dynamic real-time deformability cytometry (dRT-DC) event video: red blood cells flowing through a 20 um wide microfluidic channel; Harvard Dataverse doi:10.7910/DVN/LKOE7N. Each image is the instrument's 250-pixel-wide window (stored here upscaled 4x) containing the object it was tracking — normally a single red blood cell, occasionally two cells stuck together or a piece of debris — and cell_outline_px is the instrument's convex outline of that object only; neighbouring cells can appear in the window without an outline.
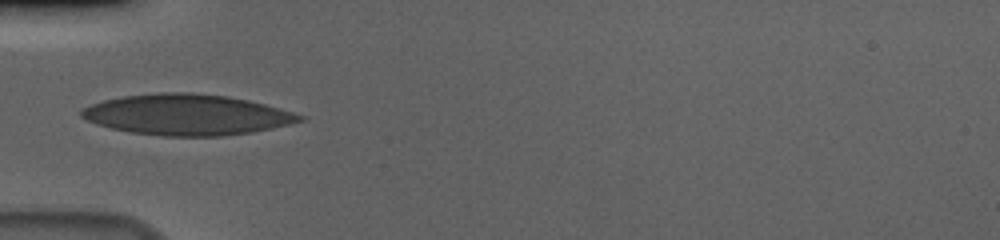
{"species": "human", "species_latin": "Homo sapiens", "temperature_condition": "cold", "stored_images_in_passage": 30, "camera_frame_rate_fps": 3000, "um_per_image_px": 0.085, "donor": {"sex": "male"}, "frame": {"image": 1, "passage_image": 1, "time_ms": 0.0, "image_size_px": [1000, 240], "cell_outline_px": [[304, 120], [272, 128], [252, 132], [224, 136], [160, 136], [132, 132], [112, 128], [96, 124], [80, 116], [80, 112], [84, 108], [92, 104], [104, 100], [124, 96], [160, 92], [192, 92], [228, 96], [248, 100], [264, 104], [292, 112], [304, 116]], "centroid_in_image_um": [15.88, 9.75], "position_along_channel_um": 69.1, "area_um2": 51.62}}
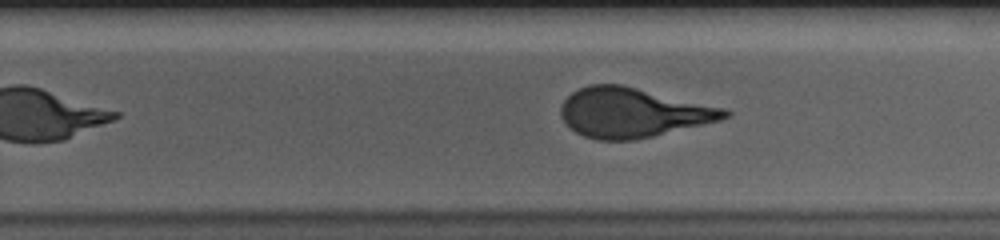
{"frame": {"image": 2, "passage_image": 18, "time_ms": 5.667, "image_size_px": [1000, 240], "cell_outline_px": [[732, 116], [720, 120], [652, 136], [632, 140], [600, 140], [584, 136], [576, 132], [560, 116], [560, 108], [564, 100], [572, 92], [588, 84], [620, 84], [724, 108], [732, 112]], "centroid_in_image_um": [53.77, 9.57], "position_along_channel_um": 276.0, "area_um2": 46.82}}
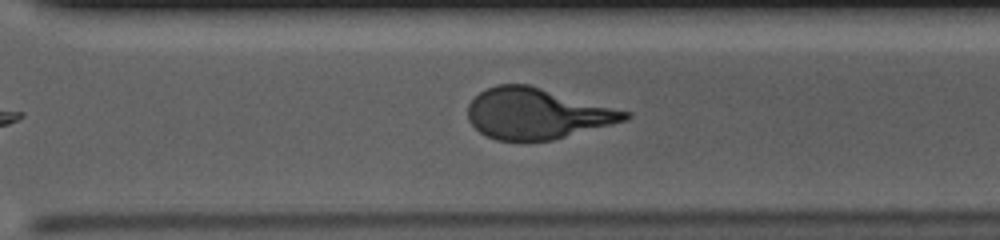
{"frame": {"image": 3, "passage_image": 22, "time_ms": 7.0, "image_size_px": [1000, 240], "cell_outline_px": [[632, 116], [628, 120], [552, 140], [496, 140], [480, 132], [468, 120], [468, 104], [484, 88], [496, 84], [528, 84], [632, 112]], "centroid_in_image_um": [45.65, 9.64], "position_along_channel_um": 324.9, "area_um2": 46.47}, "authors_computed_cell_mechanics": {"area_um2": 47.8873, "velocity_mm_per_s": 3.6667, "shape_relaxation_time_tau1_ms": 5.3065, "shape_relaxation_time_tau2_ms": 0.7902, "deformation_change_tau1": 0.2122, "deformation_change_tau2": 0.0756}}